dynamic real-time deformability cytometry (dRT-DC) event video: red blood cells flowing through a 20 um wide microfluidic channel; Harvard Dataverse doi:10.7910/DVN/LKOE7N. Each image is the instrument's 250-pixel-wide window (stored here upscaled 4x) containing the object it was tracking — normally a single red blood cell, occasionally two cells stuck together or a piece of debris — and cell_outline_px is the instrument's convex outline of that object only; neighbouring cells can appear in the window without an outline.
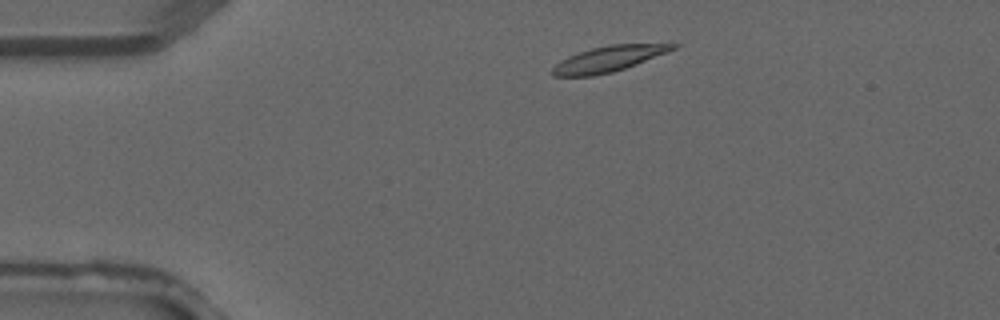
{"species": "common noctule bat (a hibernating species)", "species_latin": "Nyctalus noctula", "temperature_condition": "warm", "stored_images_in_passage": 2, "camera_frame_rate_fps": 3000, "um_per_image_px": 0.085, "animal": {"sex": "male", "forearm_length_mm": 52.5}, "frame": {"image": 1, "passage_image": 1, "time_ms": 0.0, "image_size_px": [1000, 320], "cell_outline_px": [[680, 44], [676, 48], [668, 52], [636, 64], [612, 72], [592, 76], [552, 76], [548, 72], [560, 60], [568, 56], [592, 48], [608, 44]], "centroid_in_image_um": [51.67, 5.01], "position_along_channel_um": 33.3, "area_um2": 17.92}}